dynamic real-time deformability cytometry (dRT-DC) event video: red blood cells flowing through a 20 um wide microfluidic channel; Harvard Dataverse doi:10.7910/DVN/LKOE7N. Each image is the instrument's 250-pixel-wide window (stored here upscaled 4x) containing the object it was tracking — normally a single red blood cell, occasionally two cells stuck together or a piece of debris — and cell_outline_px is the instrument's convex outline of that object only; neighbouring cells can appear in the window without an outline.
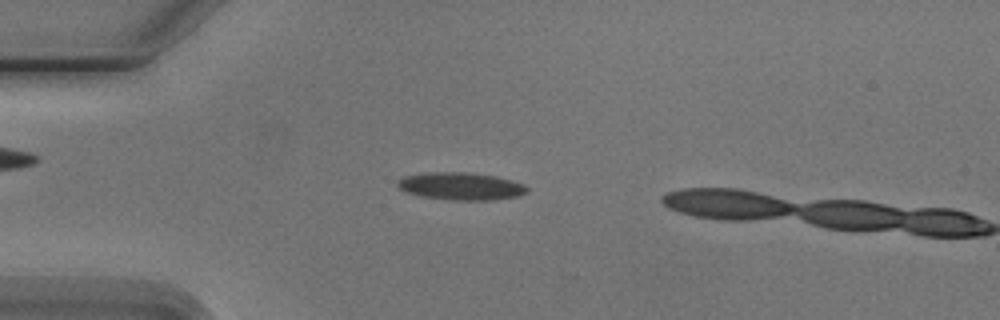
{"species": "Egyptian fruit bat (a non-hibernating species)", "species_latin": "Rousettus aegyptiacus", "temperature_condition": "cold", "stored_images_in_passage": 4, "camera_frame_rate_fps": 3000, "um_per_image_px": 0.085, "animal": {"sex": "male"}, "frame": {"image": 1, "passage_image": 3, "time_ms": 2.333, "image_size_px": [1000, 320], "cell_outline_px": [[528, 192], [516, 196], [492, 200], [452, 200], [420, 196], [408, 192], [400, 188], [396, 184], [396, 180], [404, 176], [424, 172], [472, 172], [496, 176], [512, 180], [524, 184], [528, 188]], "centroid_in_image_um": [39.17, 15.81], "position_along_channel_um": 45.8, "area_um2": 20.92}}